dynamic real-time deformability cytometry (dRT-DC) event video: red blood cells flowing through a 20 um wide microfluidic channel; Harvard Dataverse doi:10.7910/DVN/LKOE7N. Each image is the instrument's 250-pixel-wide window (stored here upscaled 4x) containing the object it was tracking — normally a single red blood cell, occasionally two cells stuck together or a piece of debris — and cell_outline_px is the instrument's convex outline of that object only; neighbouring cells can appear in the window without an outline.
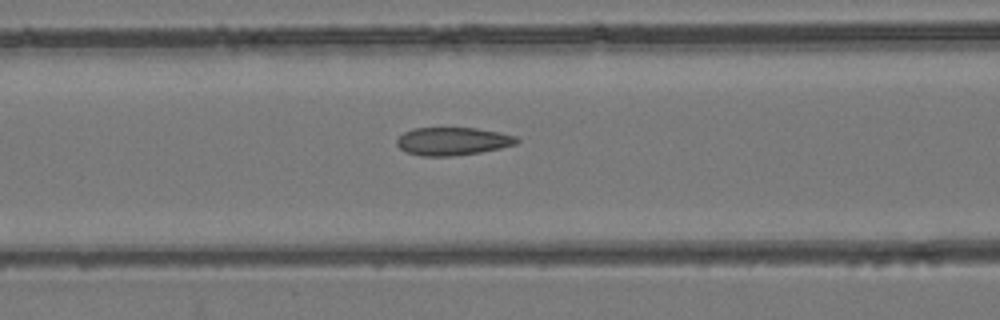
{"species": "common noctule bat (a hibernating species)", "species_latin": "Nyctalus noctula", "temperature_condition": "room temperature", "stored_images_in_passage": 48, "camera_frame_rate_fps": 3000, "um_per_image_px": 0.085, "animal": {"sex": "female", "body_mass_g": 24.6, "forearm_length_mm": 56.2}, "frame": {"image": 1, "passage_image": 20, "time_ms": 6.333, "image_size_px": [1000, 320], "cell_outline_px": [[520, 140], [516, 144], [500, 148], [480, 152], [452, 156], [420, 156], [404, 152], [396, 144], [396, 140], [404, 132], [412, 128], [476, 128], [500, 132], [516, 136]], "centroid_in_image_um": [38.46, 12.01], "position_along_channel_um": 128.1, "area_um2": 19.65}}
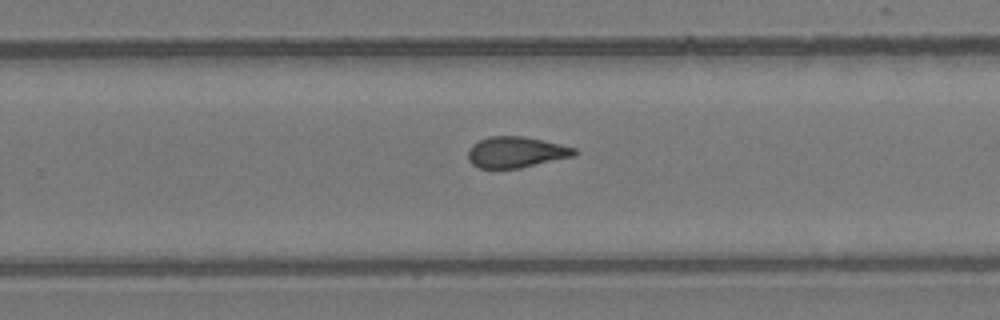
{"frame": {"image": 2, "passage_image": 31, "time_ms": 10.0, "image_size_px": [1000, 320], "cell_outline_px": [[580, 152], [576, 156], [520, 168], [480, 168], [472, 164], [468, 160], [468, 152], [472, 144], [488, 136], [524, 136], [560, 144], [576, 148]], "centroid_in_image_um": [43.9, 12.93], "position_along_channel_um": 285.9, "area_um2": 19.36}}
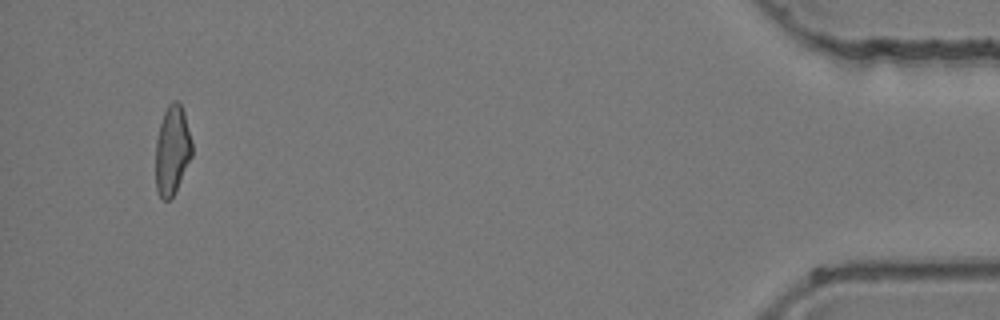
{"frame": {"image": 3, "passage_image": 46, "time_ms": 15.0, "image_size_px": [1000, 320], "cell_outline_px": [[192, 156], [176, 192], [168, 200], [164, 200], [156, 192], [156, 140], [160, 124], [164, 112], [168, 104], [172, 100], [176, 100], [180, 104], [184, 112], [192, 140]], "centroid_in_image_um": [14.64, 12.78], "position_along_channel_um": 420.6, "area_um2": 19.02}}